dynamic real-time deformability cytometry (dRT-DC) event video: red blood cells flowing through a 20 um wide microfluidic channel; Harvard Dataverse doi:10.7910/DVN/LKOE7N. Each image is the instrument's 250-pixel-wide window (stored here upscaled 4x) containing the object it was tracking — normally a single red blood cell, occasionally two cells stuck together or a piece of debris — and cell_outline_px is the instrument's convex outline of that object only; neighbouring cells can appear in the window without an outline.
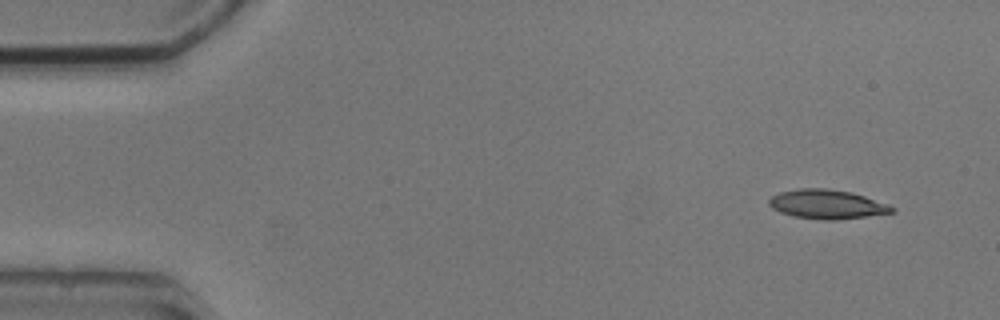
{"species": "common noctule bat (a hibernating species)", "species_latin": "Nyctalus noctula", "temperature_condition": "cold", "stored_images_in_passage": 4, "camera_frame_rate_fps": 3000, "um_per_image_px": 0.085, "animal": {"sex": "male", "body_mass_g": 20.5, "forearm_length_mm": 52.5}, "frame": {"image": 1, "passage_image": 1, "time_ms": 0.0, "image_size_px": [1000, 320], "cell_outline_px": [[896, 212], [868, 216], [836, 220], [824, 220], [792, 216], [780, 212], [772, 208], [768, 204], [768, 200], [772, 196], [780, 192], [800, 188], [828, 188], [852, 192], [888, 204], [896, 208]], "centroid_in_image_um": [70.3, 17.36], "position_along_channel_um": 14.7, "area_um2": 21.04}}
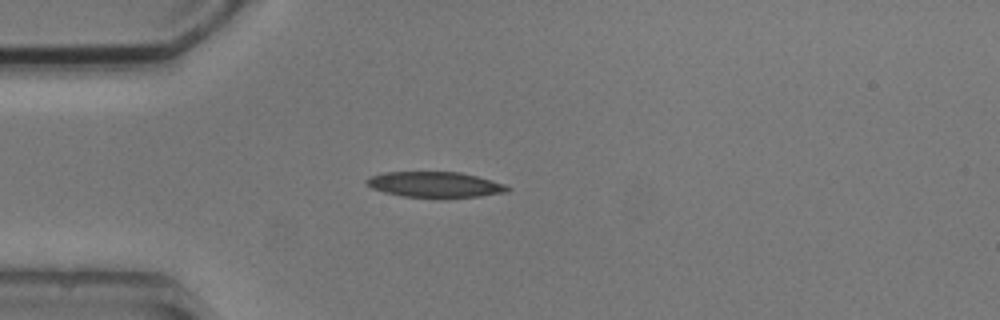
{"frame": {"image": 2, "passage_image": 4, "time_ms": 3.333, "image_size_px": [1000, 320], "cell_outline_px": [[512, 188], [508, 192], [480, 196], [400, 196], [384, 192], [372, 188], [364, 180], [368, 176], [384, 172], [460, 172], [476, 176], [504, 184]], "centroid_in_image_um": [36.94, 15.66], "position_along_channel_um": 48.1, "area_um2": 20.58}}